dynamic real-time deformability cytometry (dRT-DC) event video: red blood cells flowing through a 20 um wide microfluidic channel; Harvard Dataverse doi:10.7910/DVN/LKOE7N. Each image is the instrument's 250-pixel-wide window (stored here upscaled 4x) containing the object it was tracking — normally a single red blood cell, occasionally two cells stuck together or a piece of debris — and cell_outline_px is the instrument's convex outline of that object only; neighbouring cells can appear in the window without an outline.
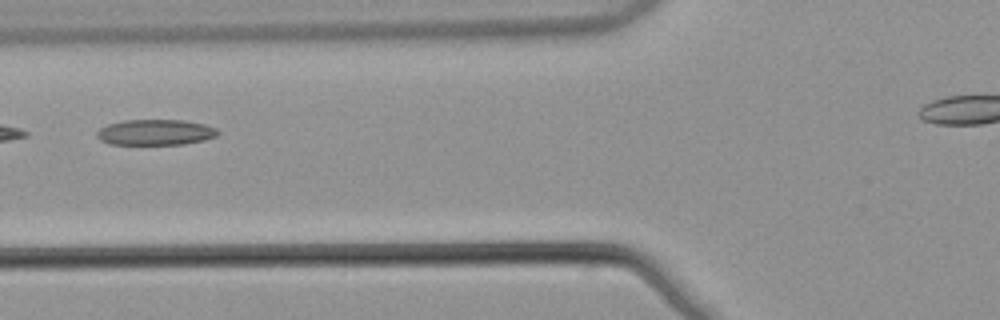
{"species": "common noctule bat (a hibernating species)", "species_latin": "Nyctalus noctula", "temperature_condition": "warm", "stored_images_in_passage": 3, "camera_frame_rate_fps": 3000, "um_per_image_px": 0.085, "animal": {"sex": "male", "body_mass_g": 21.5, "forearm_length_mm": 52.0}, "frame": {"image": 1, "passage_image": 3, "time_ms": 0.667, "image_size_px": [1000, 320], "cell_outline_px": [[220, 132], [216, 136], [204, 140], [184, 144], [108, 144], [100, 140], [96, 136], [96, 132], [100, 128], [108, 124], [124, 120], [184, 120], [204, 124], [216, 128]], "centroid_in_image_um": [13.2, 11.24], "position_along_channel_um": 112.6, "area_um2": 18.15}}